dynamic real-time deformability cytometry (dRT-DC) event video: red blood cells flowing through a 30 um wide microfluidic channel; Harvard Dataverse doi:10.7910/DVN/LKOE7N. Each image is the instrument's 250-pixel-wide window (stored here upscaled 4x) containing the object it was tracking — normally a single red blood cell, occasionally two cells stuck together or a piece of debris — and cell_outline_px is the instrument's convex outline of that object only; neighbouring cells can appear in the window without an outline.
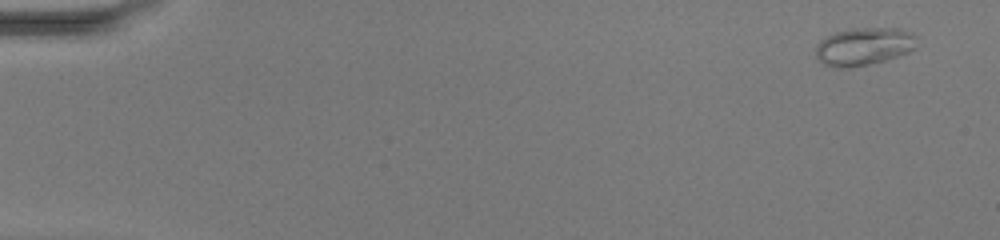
{"species": "common noctule bat (a hibernating species)", "species_latin": "Nyctalus noctula", "temperature_condition": "warm", "stored_images_in_passage": 49, "camera_frame_rate_fps": 3000, "um_per_image_px": 0.085, "animal": {"sex": "female", "body_mass_g": 20.0, "forearm_length_mm": 54.0}, "frame": {"image": 1, "passage_image": 1, "time_ms": 0.0, "image_size_px": [1000, 240], "cell_outline_px": [[916, 48], [908, 52], [884, 60], [868, 64], [848, 68], [832, 68], [824, 64], [816, 56], [816, 44], [820, 40], [836, 32], [848, 28], [900, 28], [912, 32], [916, 36]], "centroid_in_image_um": [73.43, 3.94], "position_along_channel_um": 11.6, "area_um2": 22.37}}
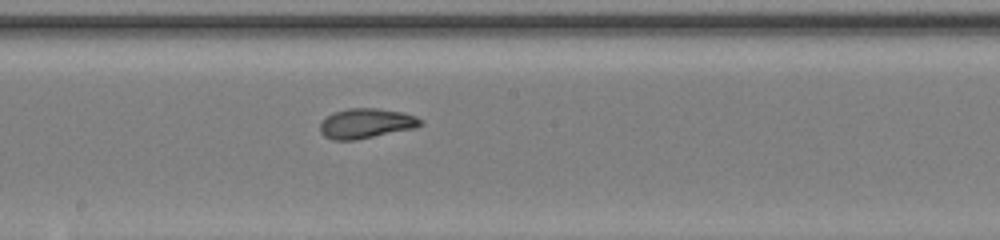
{"frame": {"image": 2, "passage_image": 27, "time_ms": 8.667, "image_size_px": [1000, 240], "cell_outline_px": [[424, 124], [416, 128], [356, 140], [332, 140], [324, 136], [320, 132], [320, 124], [332, 112], [348, 108], [376, 108], [404, 112], [416, 116], [424, 120]], "centroid_in_image_um": [31.16, 10.49], "position_along_channel_um": 217.0, "area_um2": 17.74}}
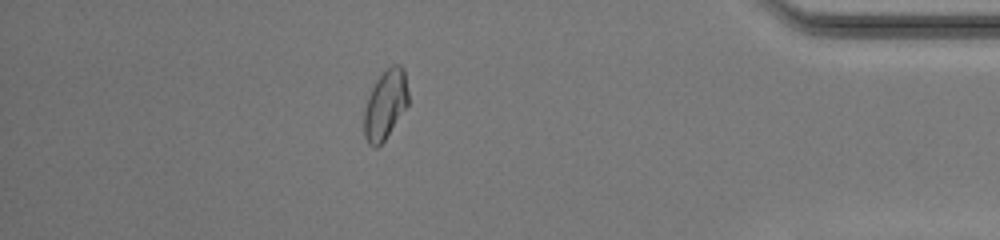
{"frame": {"image": 3, "passage_image": 43, "time_ms": 14.0, "image_size_px": [1000, 240], "cell_outline_px": [[408, 104], [384, 140], [376, 148], [372, 148], [368, 144], [364, 136], [364, 108], [368, 96], [376, 80], [392, 64], [400, 64], [404, 68], [408, 92]], "centroid_in_image_um": [32.74, 8.89], "position_along_channel_um": 402.5, "area_um2": 17.74}, "authors_computed_cell_mechanics": {"area_um2": 18.0336, "velocity_mm_per_s": 4.1501, "shape_relaxation_time_tau1_ms": null, "shape_relaxation_time_tau2_ms": 0.5862, "deformation_change_tau1": null, "deformation_change_tau2": 0.0555}}